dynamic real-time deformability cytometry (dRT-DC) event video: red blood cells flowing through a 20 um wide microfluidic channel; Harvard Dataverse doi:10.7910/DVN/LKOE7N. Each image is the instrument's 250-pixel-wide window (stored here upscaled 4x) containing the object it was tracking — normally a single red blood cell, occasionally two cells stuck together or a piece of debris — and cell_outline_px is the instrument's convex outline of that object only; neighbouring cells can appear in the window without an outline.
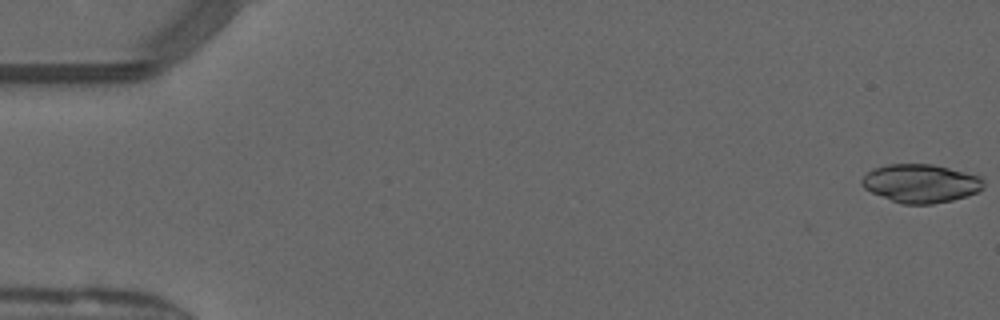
{"species": "common noctule bat (a hibernating species)", "species_latin": "Nyctalus noctula", "temperature_condition": "warm", "stored_images_in_passage": 5, "camera_frame_rate_fps": 3000, "um_per_image_px": 0.085, "animal": {"sex": "male", "forearm_length_mm": 52.5}, "frame": {"image": 1, "passage_image": 1, "time_ms": 0.0, "image_size_px": [1000, 320], "cell_outline_px": [[984, 188], [976, 192], [952, 200], [932, 204], [904, 204], [892, 200], [872, 192], [864, 188], [860, 184], [860, 180], [872, 168], [888, 164], [932, 164], [980, 176], [984, 180]], "centroid_in_image_um": [78.25, 15.58], "position_along_channel_um": 6.8, "area_um2": 27.11}}